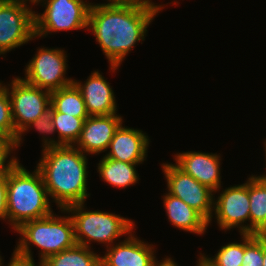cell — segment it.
Returning <instances> with one entry per match:
<instances>
[{
	"mask_svg": "<svg viewBox=\"0 0 266 266\" xmlns=\"http://www.w3.org/2000/svg\"><path fill=\"white\" fill-rule=\"evenodd\" d=\"M163 8L143 0L121 5L97 3L90 8L87 30L101 46L110 70H117L136 42L145 40L149 24Z\"/></svg>",
	"mask_w": 266,
	"mask_h": 266,
	"instance_id": "obj_1",
	"label": "cell"
},
{
	"mask_svg": "<svg viewBox=\"0 0 266 266\" xmlns=\"http://www.w3.org/2000/svg\"><path fill=\"white\" fill-rule=\"evenodd\" d=\"M87 154L74 145L42 148V158L37 164L46 190L58 208L85 203L87 193Z\"/></svg>",
	"mask_w": 266,
	"mask_h": 266,
	"instance_id": "obj_2",
	"label": "cell"
},
{
	"mask_svg": "<svg viewBox=\"0 0 266 266\" xmlns=\"http://www.w3.org/2000/svg\"><path fill=\"white\" fill-rule=\"evenodd\" d=\"M41 172L32 173L19 162L7 172L8 221L18 229L23 223L53 213Z\"/></svg>",
	"mask_w": 266,
	"mask_h": 266,
	"instance_id": "obj_3",
	"label": "cell"
},
{
	"mask_svg": "<svg viewBox=\"0 0 266 266\" xmlns=\"http://www.w3.org/2000/svg\"><path fill=\"white\" fill-rule=\"evenodd\" d=\"M15 231L22 237L13 254L29 261H34L29 249L31 244L41 249L40 262L76 244L74 224L69 215L59 217L52 213L40 219L27 221Z\"/></svg>",
	"mask_w": 266,
	"mask_h": 266,
	"instance_id": "obj_4",
	"label": "cell"
},
{
	"mask_svg": "<svg viewBox=\"0 0 266 266\" xmlns=\"http://www.w3.org/2000/svg\"><path fill=\"white\" fill-rule=\"evenodd\" d=\"M85 203L73 204L62 212H67L74 224L76 244L91 247V241L112 246L113 241L120 236L129 235L134 229V222L114 213L103 211H86ZM73 214V215H72Z\"/></svg>",
	"mask_w": 266,
	"mask_h": 266,
	"instance_id": "obj_5",
	"label": "cell"
},
{
	"mask_svg": "<svg viewBox=\"0 0 266 266\" xmlns=\"http://www.w3.org/2000/svg\"><path fill=\"white\" fill-rule=\"evenodd\" d=\"M43 2L44 12H35V38L58 31L83 29L88 26L89 11L93 3L84 0H37Z\"/></svg>",
	"mask_w": 266,
	"mask_h": 266,
	"instance_id": "obj_6",
	"label": "cell"
},
{
	"mask_svg": "<svg viewBox=\"0 0 266 266\" xmlns=\"http://www.w3.org/2000/svg\"><path fill=\"white\" fill-rule=\"evenodd\" d=\"M26 0H0V54L35 38V11Z\"/></svg>",
	"mask_w": 266,
	"mask_h": 266,
	"instance_id": "obj_7",
	"label": "cell"
},
{
	"mask_svg": "<svg viewBox=\"0 0 266 266\" xmlns=\"http://www.w3.org/2000/svg\"><path fill=\"white\" fill-rule=\"evenodd\" d=\"M63 49L39 48L25 69L22 79L35 87L56 91L69 86L74 79L65 78L67 70V55Z\"/></svg>",
	"mask_w": 266,
	"mask_h": 266,
	"instance_id": "obj_8",
	"label": "cell"
},
{
	"mask_svg": "<svg viewBox=\"0 0 266 266\" xmlns=\"http://www.w3.org/2000/svg\"><path fill=\"white\" fill-rule=\"evenodd\" d=\"M10 84L8 87L6 85V88L10 98L16 135L19 136L50 106L51 92L32 86L20 77L14 78Z\"/></svg>",
	"mask_w": 266,
	"mask_h": 266,
	"instance_id": "obj_9",
	"label": "cell"
},
{
	"mask_svg": "<svg viewBox=\"0 0 266 266\" xmlns=\"http://www.w3.org/2000/svg\"><path fill=\"white\" fill-rule=\"evenodd\" d=\"M161 168L167 180L168 193L194 208L210 224L214 211V191L184 173L175 164L163 163Z\"/></svg>",
	"mask_w": 266,
	"mask_h": 266,
	"instance_id": "obj_10",
	"label": "cell"
},
{
	"mask_svg": "<svg viewBox=\"0 0 266 266\" xmlns=\"http://www.w3.org/2000/svg\"><path fill=\"white\" fill-rule=\"evenodd\" d=\"M249 201V178L244 184L222 191L217 200L214 199V212L219 227L226 231L237 227L240 234H248V225L244 223L250 222Z\"/></svg>",
	"mask_w": 266,
	"mask_h": 266,
	"instance_id": "obj_11",
	"label": "cell"
},
{
	"mask_svg": "<svg viewBox=\"0 0 266 266\" xmlns=\"http://www.w3.org/2000/svg\"><path fill=\"white\" fill-rule=\"evenodd\" d=\"M118 243L107 247V253L100 256L101 266H157L159 264L155 259L154 245L136 238L132 232L125 240Z\"/></svg>",
	"mask_w": 266,
	"mask_h": 266,
	"instance_id": "obj_12",
	"label": "cell"
},
{
	"mask_svg": "<svg viewBox=\"0 0 266 266\" xmlns=\"http://www.w3.org/2000/svg\"><path fill=\"white\" fill-rule=\"evenodd\" d=\"M120 115L89 116L85 119L77 146L84 154H99L108 149L110 142L122 124ZM77 144V145H76Z\"/></svg>",
	"mask_w": 266,
	"mask_h": 266,
	"instance_id": "obj_13",
	"label": "cell"
},
{
	"mask_svg": "<svg viewBox=\"0 0 266 266\" xmlns=\"http://www.w3.org/2000/svg\"><path fill=\"white\" fill-rule=\"evenodd\" d=\"M219 154L188 151L175 155L176 166L217 193L221 188Z\"/></svg>",
	"mask_w": 266,
	"mask_h": 266,
	"instance_id": "obj_14",
	"label": "cell"
},
{
	"mask_svg": "<svg viewBox=\"0 0 266 266\" xmlns=\"http://www.w3.org/2000/svg\"><path fill=\"white\" fill-rule=\"evenodd\" d=\"M80 90L89 116H105L117 113V105L109 82L98 71L87 78L85 84L74 80Z\"/></svg>",
	"mask_w": 266,
	"mask_h": 266,
	"instance_id": "obj_15",
	"label": "cell"
},
{
	"mask_svg": "<svg viewBox=\"0 0 266 266\" xmlns=\"http://www.w3.org/2000/svg\"><path fill=\"white\" fill-rule=\"evenodd\" d=\"M149 138L143 131L119 126L105 155L110 159L125 163H142L146 160Z\"/></svg>",
	"mask_w": 266,
	"mask_h": 266,
	"instance_id": "obj_16",
	"label": "cell"
},
{
	"mask_svg": "<svg viewBox=\"0 0 266 266\" xmlns=\"http://www.w3.org/2000/svg\"><path fill=\"white\" fill-rule=\"evenodd\" d=\"M163 201L168 219L173 226L198 235L206 232L208 221L183 200L167 193Z\"/></svg>",
	"mask_w": 266,
	"mask_h": 266,
	"instance_id": "obj_17",
	"label": "cell"
},
{
	"mask_svg": "<svg viewBox=\"0 0 266 266\" xmlns=\"http://www.w3.org/2000/svg\"><path fill=\"white\" fill-rule=\"evenodd\" d=\"M250 224L248 234L262 235L266 231V179L249 177Z\"/></svg>",
	"mask_w": 266,
	"mask_h": 266,
	"instance_id": "obj_18",
	"label": "cell"
},
{
	"mask_svg": "<svg viewBox=\"0 0 266 266\" xmlns=\"http://www.w3.org/2000/svg\"><path fill=\"white\" fill-rule=\"evenodd\" d=\"M88 117H74L57 112L53 108V126L58 132V140L43 136V148L60 145H75L80 137L85 119ZM49 138V139H48Z\"/></svg>",
	"mask_w": 266,
	"mask_h": 266,
	"instance_id": "obj_19",
	"label": "cell"
},
{
	"mask_svg": "<svg viewBox=\"0 0 266 266\" xmlns=\"http://www.w3.org/2000/svg\"><path fill=\"white\" fill-rule=\"evenodd\" d=\"M141 163H125L103 157L98 164V172L105 182L114 187L127 188L137 183L136 165Z\"/></svg>",
	"mask_w": 266,
	"mask_h": 266,
	"instance_id": "obj_20",
	"label": "cell"
},
{
	"mask_svg": "<svg viewBox=\"0 0 266 266\" xmlns=\"http://www.w3.org/2000/svg\"><path fill=\"white\" fill-rule=\"evenodd\" d=\"M42 264L43 266H101L100 255L91 251V247L79 244L47 257Z\"/></svg>",
	"mask_w": 266,
	"mask_h": 266,
	"instance_id": "obj_21",
	"label": "cell"
},
{
	"mask_svg": "<svg viewBox=\"0 0 266 266\" xmlns=\"http://www.w3.org/2000/svg\"><path fill=\"white\" fill-rule=\"evenodd\" d=\"M50 105L60 113L74 117H89L82 94L74 83L52 91Z\"/></svg>",
	"mask_w": 266,
	"mask_h": 266,
	"instance_id": "obj_22",
	"label": "cell"
},
{
	"mask_svg": "<svg viewBox=\"0 0 266 266\" xmlns=\"http://www.w3.org/2000/svg\"><path fill=\"white\" fill-rule=\"evenodd\" d=\"M240 235L242 243L232 242L221 246L222 248L213 258L200 254L212 266H241L244 257V234Z\"/></svg>",
	"mask_w": 266,
	"mask_h": 266,
	"instance_id": "obj_23",
	"label": "cell"
},
{
	"mask_svg": "<svg viewBox=\"0 0 266 266\" xmlns=\"http://www.w3.org/2000/svg\"><path fill=\"white\" fill-rule=\"evenodd\" d=\"M241 266H263V236L244 234V257Z\"/></svg>",
	"mask_w": 266,
	"mask_h": 266,
	"instance_id": "obj_24",
	"label": "cell"
},
{
	"mask_svg": "<svg viewBox=\"0 0 266 266\" xmlns=\"http://www.w3.org/2000/svg\"><path fill=\"white\" fill-rule=\"evenodd\" d=\"M0 134L10 136L17 141L18 136L14 127L10 98L6 85L0 82Z\"/></svg>",
	"mask_w": 266,
	"mask_h": 266,
	"instance_id": "obj_25",
	"label": "cell"
},
{
	"mask_svg": "<svg viewBox=\"0 0 266 266\" xmlns=\"http://www.w3.org/2000/svg\"><path fill=\"white\" fill-rule=\"evenodd\" d=\"M16 141L10 137L0 134V172H8L11 170L18 162H20L16 157L10 158L7 161L9 155L11 156V151L16 149ZM6 163V164H5Z\"/></svg>",
	"mask_w": 266,
	"mask_h": 266,
	"instance_id": "obj_26",
	"label": "cell"
},
{
	"mask_svg": "<svg viewBox=\"0 0 266 266\" xmlns=\"http://www.w3.org/2000/svg\"><path fill=\"white\" fill-rule=\"evenodd\" d=\"M53 107L50 105L43 114L36 119L34 122H32L19 136L16 141V148H18L21 145L22 142V134L25 133V131H28L30 127L34 126L37 131L40 132V134H53L55 132L54 126H53Z\"/></svg>",
	"mask_w": 266,
	"mask_h": 266,
	"instance_id": "obj_27",
	"label": "cell"
},
{
	"mask_svg": "<svg viewBox=\"0 0 266 266\" xmlns=\"http://www.w3.org/2000/svg\"><path fill=\"white\" fill-rule=\"evenodd\" d=\"M0 219H8L7 212V172L0 174Z\"/></svg>",
	"mask_w": 266,
	"mask_h": 266,
	"instance_id": "obj_28",
	"label": "cell"
},
{
	"mask_svg": "<svg viewBox=\"0 0 266 266\" xmlns=\"http://www.w3.org/2000/svg\"><path fill=\"white\" fill-rule=\"evenodd\" d=\"M7 266H43L42 262H39V265H35L34 261H29L25 259H21L16 257L14 254L10 260V262L7 264Z\"/></svg>",
	"mask_w": 266,
	"mask_h": 266,
	"instance_id": "obj_29",
	"label": "cell"
},
{
	"mask_svg": "<svg viewBox=\"0 0 266 266\" xmlns=\"http://www.w3.org/2000/svg\"><path fill=\"white\" fill-rule=\"evenodd\" d=\"M132 1H135V0H108L107 5H121V4H126V3H129ZM143 1H145L149 4H155L151 0H143Z\"/></svg>",
	"mask_w": 266,
	"mask_h": 266,
	"instance_id": "obj_30",
	"label": "cell"
},
{
	"mask_svg": "<svg viewBox=\"0 0 266 266\" xmlns=\"http://www.w3.org/2000/svg\"><path fill=\"white\" fill-rule=\"evenodd\" d=\"M157 266H178L172 258L166 257Z\"/></svg>",
	"mask_w": 266,
	"mask_h": 266,
	"instance_id": "obj_31",
	"label": "cell"
},
{
	"mask_svg": "<svg viewBox=\"0 0 266 266\" xmlns=\"http://www.w3.org/2000/svg\"><path fill=\"white\" fill-rule=\"evenodd\" d=\"M197 262H198V264L196 266H212L204 259V257L202 255H200L199 261H197Z\"/></svg>",
	"mask_w": 266,
	"mask_h": 266,
	"instance_id": "obj_32",
	"label": "cell"
},
{
	"mask_svg": "<svg viewBox=\"0 0 266 266\" xmlns=\"http://www.w3.org/2000/svg\"><path fill=\"white\" fill-rule=\"evenodd\" d=\"M263 266H266V239L263 237Z\"/></svg>",
	"mask_w": 266,
	"mask_h": 266,
	"instance_id": "obj_33",
	"label": "cell"
},
{
	"mask_svg": "<svg viewBox=\"0 0 266 266\" xmlns=\"http://www.w3.org/2000/svg\"><path fill=\"white\" fill-rule=\"evenodd\" d=\"M264 147H265V156H266V140H265V143H264ZM266 160V159H265ZM260 177L266 179V174H263V175H260Z\"/></svg>",
	"mask_w": 266,
	"mask_h": 266,
	"instance_id": "obj_34",
	"label": "cell"
},
{
	"mask_svg": "<svg viewBox=\"0 0 266 266\" xmlns=\"http://www.w3.org/2000/svg\"><path fill=\"white\" fill-rule=\"evenodd\" d=\"M3 264V260H2V258H1V256H0V266H4V265H2Z\"/></svg>",
	"mask_w": 266,
	"mask_h": 266,
	"instance_id": "obj_35",
	"label": "cell"
},
{
	"mask_svg": "<svg viewBox=\"0 0 266 266\" xmlns=\"http://www.w3.org/2000/svg\"><path fill=\"white\" fill-rule=\"evenodd\" d=\"M29 1V3L31 2V4L33 3H35L37 0H28Z\"/></svg>",
	"mask_w": 266,
	"mask_h": 266,
	"instance_id": "obj_36",
	"label": "cell"
},
{
	"mask_svg": "<svg viewBox=\"0 0 266 266\" xmlns=\"http://www.w3.org/2000/svg\"><path fill=\"white\" fill-rule=\"evenodd\" d=\"M262 236L266 239V231L262 234Z\"/></svg>",
	"mask_w": 266,
	"mask_h": 266,
	"instance_id": "obj_37",
	"label": "cell"
}]
</instances>
